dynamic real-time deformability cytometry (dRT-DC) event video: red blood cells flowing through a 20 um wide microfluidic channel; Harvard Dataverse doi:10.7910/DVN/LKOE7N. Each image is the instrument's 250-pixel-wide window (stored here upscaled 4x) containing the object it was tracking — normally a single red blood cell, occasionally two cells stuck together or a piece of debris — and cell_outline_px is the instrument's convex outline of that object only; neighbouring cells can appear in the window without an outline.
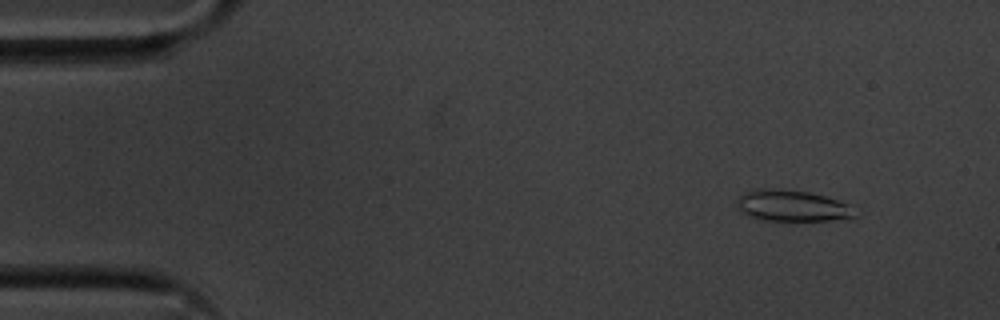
{"species": "common noctule bat (a hibernating species)", "species_latin": "Nyctalus noctula", "temperature_condition": "cold", "stored_images_in_passage": 13, "camera_frame_rate_fps": 3000, "um_per_image_px": 0.085, "animal": {"sex": "male", "body_mass_g": 20.1, "forearm_length_mm": 53.5}, "frame": {"image": 1, "passage_image": 6, "time_ms": 1.667, "image_size_px": [1000, 320], "cell_outline_px": [[860, 216], [852, 220], [760, 220], [748, 216], [740, 212], [736, 208], [736, 200], [744, 192], [756, 188], [776, 188], [808, 192], [824, 196], [848, 204]], "centroid_in_image_um": [67.33, 17.5], "position_along_channel_um": 17.7, "area_um2": 21.96}}